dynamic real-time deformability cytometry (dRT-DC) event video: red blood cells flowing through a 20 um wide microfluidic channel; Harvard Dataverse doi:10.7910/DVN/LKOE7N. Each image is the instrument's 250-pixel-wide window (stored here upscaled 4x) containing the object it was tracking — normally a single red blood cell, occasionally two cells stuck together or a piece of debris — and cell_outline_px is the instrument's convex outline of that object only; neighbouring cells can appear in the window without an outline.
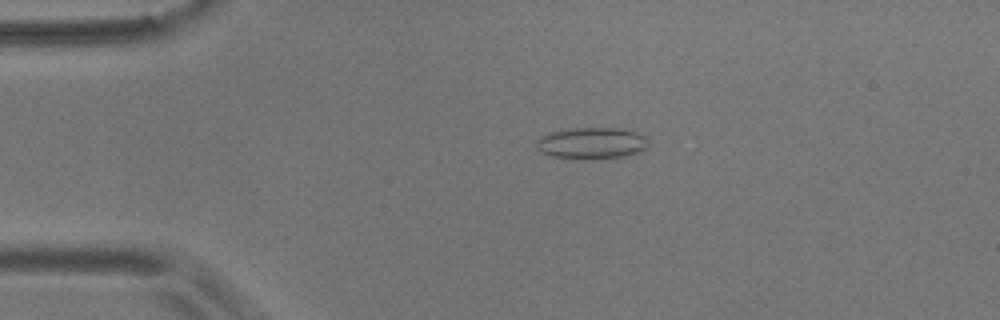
{"species": "common noctule bat (a hibernating species)", "species_latin": "Nyctalus noctula", "temperature_condition": "room temperature", "stored_images_in_passage": 24, "camera_frame_rate_fps": 3000, "um_per_image_px": 0.085, "animal": {"sex": "male", "body_mass_g": 17.9}, "frame": {"image": 1, "passage_image": 8, "time_ms": 2.333, "image_size_px": [1000, 320], "cell_outline_px": [[648, 148], [624, 156], [552, 156], [540, 152], [536, 148], [536, 140], [540, 136], [552, 132], [572, 128], [620, 128], [636, 132], [644, 136], [648, 140]], "centroid_in_image_um": [50.29, 12.11], "position_along_channel_um": 34.7, "area_um2": 19.65}}
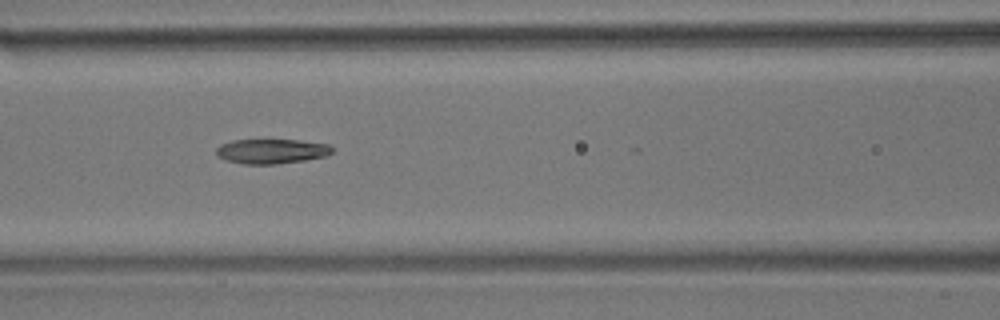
{"frame": {"image": 2, "passage_image": 20, "time_ms": 6.333, "image_size_px": [1000, 320], "cell_outline_px": [[332, 152], [324, 156], [304, 160], [276, 164], [244, 164], [224, 160], [216, 156], [216, 148], [220, 144], [232, 140], [300, 140], [328, 144], [332, 148]], "centroid_in_image_um": [23.02, 12.85], "position_along_channel_um": 143.6, "area_um2": 16.7}}
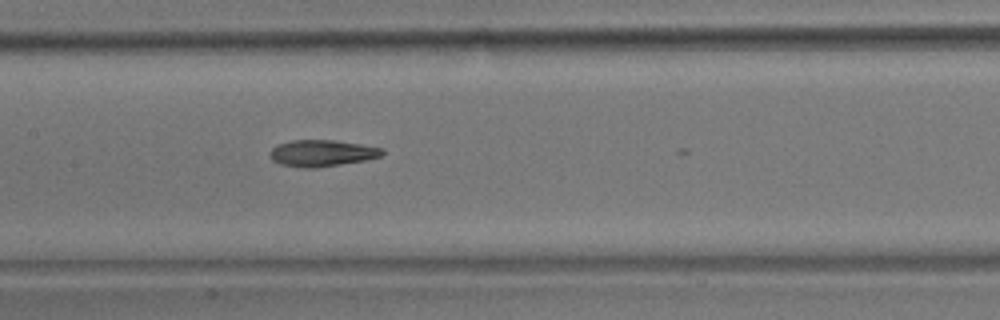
{"frame": {"image": 3, "passage_image": 23, "time_ms": 7.333, "image_size_px": [1000, 320], "cell_outline_px": [[384, 152], [380, 156], [364, 160], [316, 168], [304, 168], [280, 164], [272, 160], [268, 156], [272, 148], [280, 144], [292, 140], [332, 140], [360, 144], [384, 148]], "centroid_in_image_um": [27.34, 13.02], "position_along_channel_um": 180.1, "area_um2": 17.22}}